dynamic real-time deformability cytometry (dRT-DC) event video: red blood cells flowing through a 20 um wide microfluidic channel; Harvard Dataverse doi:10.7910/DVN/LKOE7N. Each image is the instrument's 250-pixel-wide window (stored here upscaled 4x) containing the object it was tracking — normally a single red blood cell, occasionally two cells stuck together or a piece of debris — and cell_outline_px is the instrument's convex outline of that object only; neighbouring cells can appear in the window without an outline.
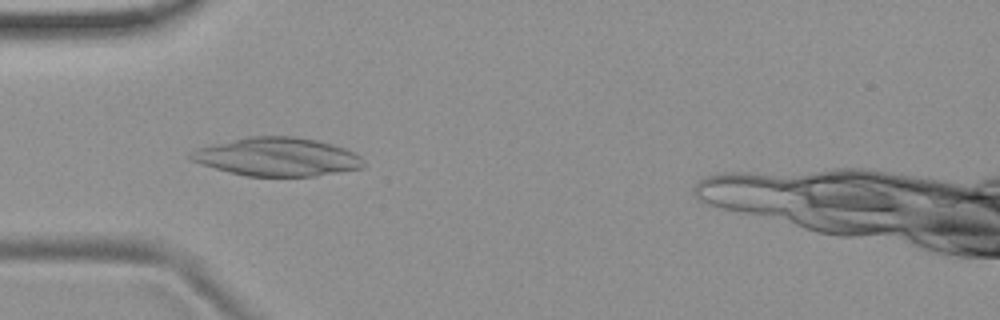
{"species": "common noctule bat (a hibernating species)", "species_latin": "Nyctalus noctula", "temperature_condition": "room temperature", "stored_images_in_passage": 36, "camera_frame_rate_fps": 3000, "um_per_image_px": 0.085, "animal": {"sex": "female", "body_mass_g": 19.9}, "frame": {"image": 1, "passage_image": 9, "time_ms": 2.667, "image_size_px": [1000, 320], "cell_outline_px": [[364, 168], [316, 176], [244, 176], [228, 172], [192, 160], [188, 156], [188, 152], [196, 148], [248, 136], [292, 136], [316, 140], [332, 144], [344, 148], [360, 156], [364, 160]], "centroid_in_image_um": [23.57, 13.33], "position_along_channel_um": 61.4, "area_um2": 38.67}}
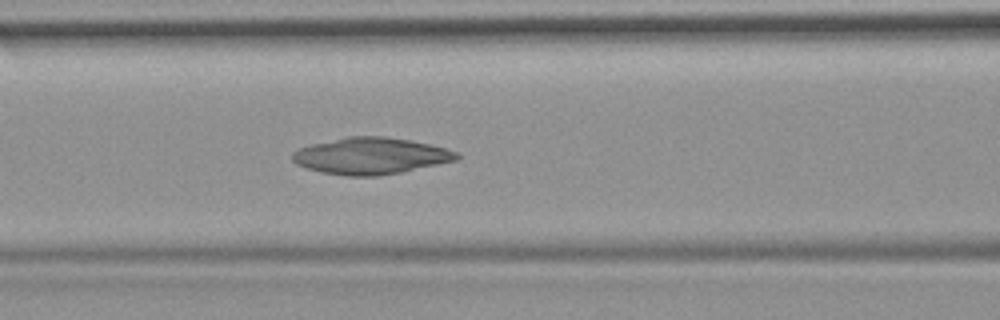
{"frame": {"image": 2, "passage_image": 15, "time_ms": 4.667, "image_size_px": [1000, 320], "cell_outline_px": [[460, 156], [456, 160], [400, 172], [376, 176], [344, 176], [320, 172], [296, 164], [292, 160], [292, 152], [308, 144], [348, 136], [384, 136], [412, 140], [432, 144], [456, 152]], "centroid_in_image_um": [31.47, 13.24], "position_along_channel_um": 135.1, "area_um2": 35.08}}
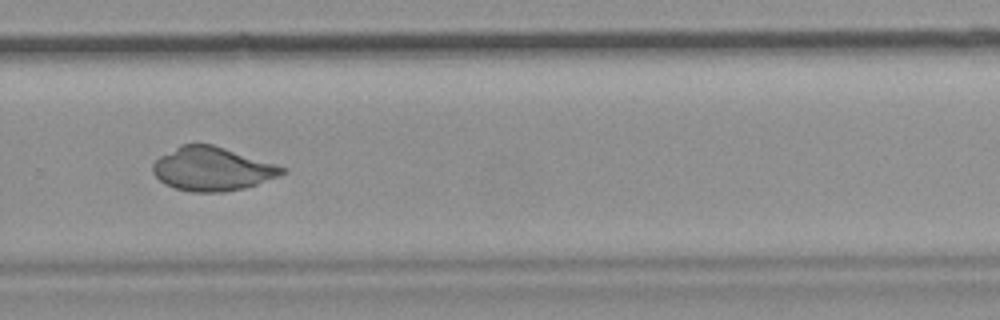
{"frame": {"image": 3, "passage_image": 29, "time_ms": 9.333, "image_size_px": [1000, 320], "cell_outline_px": [[288, 172], [256, 184], [244, 188], [224, 192], [192, 192], [176, 188], [164, 184], [152, 172], [152, 164], [160, 156], [180, 144], [212, 144], [276, 164], [288, 168]], "centroid_in_image_um": [18.03, 14.36], "position_along_channel_um": 311.8, "area_um2": 32.83}}